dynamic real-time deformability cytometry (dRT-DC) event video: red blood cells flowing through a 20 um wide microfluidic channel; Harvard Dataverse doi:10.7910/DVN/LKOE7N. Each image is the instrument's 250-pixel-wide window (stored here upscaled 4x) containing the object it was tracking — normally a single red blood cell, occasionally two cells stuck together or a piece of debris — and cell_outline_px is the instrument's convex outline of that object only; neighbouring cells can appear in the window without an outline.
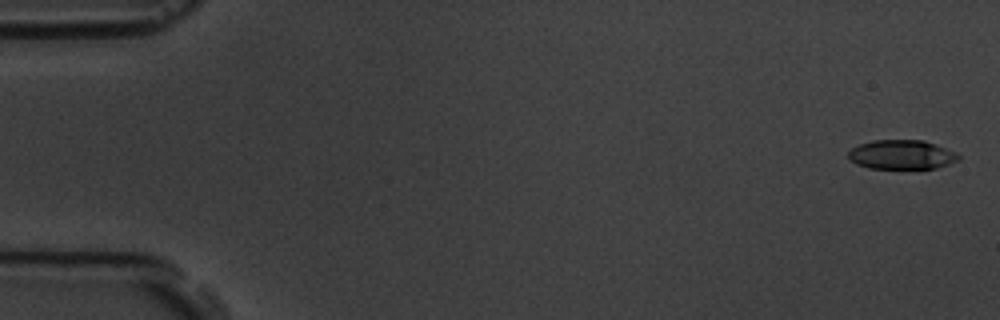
{"species": "common noctule bat (a hibernating species)", "species_latin": "Nyctalus noctula", "temperature_condition": "room temperature", "stored_images_in_passage": 8, "camera_frame_rate_fps": 3000, "um_per_image_px": 0.085, "animal": {"sex": "male", "body_mass_g": 19.5, "forearm_length_mm": 54.6}, "frame": {"image": 1, "passage_image": 1, "time_ms": 0.0, "image_size_px": [1000, 320], "cell_outline_px": [[960, 160], [936, 168], [868, 168], [856, 164], [848, 156], [848, 152], [852, 148], [860, 144], [872, 140], [924, 140], [956, 152], [960, 156]], "centroid_in_image_um": [76.65, 13.14], "position_along_channel_um": 8.3, "area_um2": 18.73}}
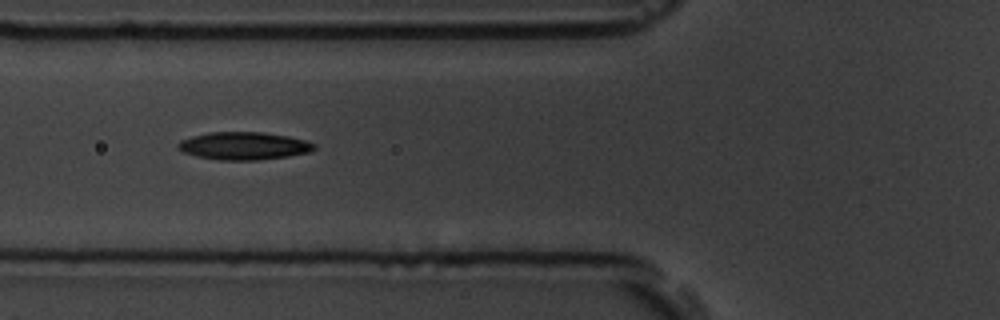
{"frame": {"image": 2, "passage_image": 7, "time_ms": 6.667, "image_size_px": [1000, 320], "cell_outline_px": [[316, 148], [312, 152], [288, 156], [256, 160], [220, 160], [196, 156], [184, 152], [176, 148], [176, 144], [180, 140], [192, 136], [208, 132], [264, 132], [288, 136], [304, 140], [316, 144]], "centroid_in_image_um": [20.72, 12.39], "position_along_channel_um": 105.1, "area_um2": 22.14}}
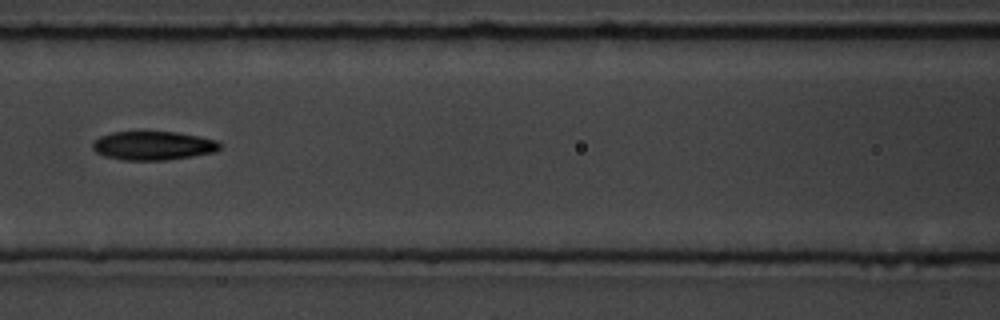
{"frame": {"image": 3, "passage_image": 8, "time_ms": 8.0, "image_size_px": [1000, 320], "cell_outline_px": [[220, 148], [216, 152], [168, 160], [124, 160], [104, 156], [96, 152], [92, 148], [92, 144], [100, 136], [112, 132], [140, 128], [176, 132], [200, 136], [216, 140], [220, 144]], "centroid_in_image_um": [12.99, 12.33], "position_along_channel_um": 153.6, "area_um2": 22.25}}